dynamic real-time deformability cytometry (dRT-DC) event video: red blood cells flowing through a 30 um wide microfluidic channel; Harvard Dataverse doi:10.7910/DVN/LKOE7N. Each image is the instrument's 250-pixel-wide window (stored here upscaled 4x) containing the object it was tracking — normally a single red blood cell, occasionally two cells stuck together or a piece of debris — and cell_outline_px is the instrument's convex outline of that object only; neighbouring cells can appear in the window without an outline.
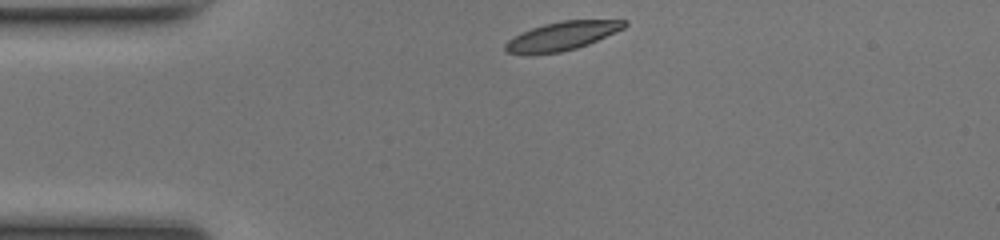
{"species": "common noctule bat (a hibernating species)", "species_latin": "Nyctalus noctula", "temperature_condition": "room temperature", "stored_images_in_passage": 33, "camera_frame_rate_fps": 3000, "um_per_image_px": 0.085, "animal": {"sex": "female", "body_mass_g": 17.0, "forearm_length_mm": 48.0}, "frame": {"image": 1, "passage_image": 1, "time_ms": 0.0, "image_size_px": [1000, 240], "cell_outline_px": [[628, 24], [624, 28], [588, 44], [576, 48], [560, 52], [508, 52], [504, 48], [504, 44], [508, 40], [532, 28], [544, 24], [560, 20], [628, 20]], "centroid_in_image_um": [47.85, 3.02], "position_along_channel_um": 37.1, "area_um2": 19.13}}
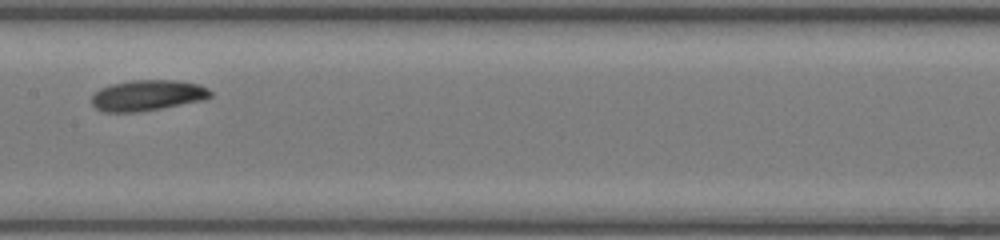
{"frame": {"image": 2, "passage_image": 15, "time_ms": 4.667, "image_size_px": [1000, 240], "cell_outline_px": [[212, 96], [204, 100], [160, 108], [136, 112], [104, 112], [96, 108], [92, 104], [92, 96], [100, 88], [108, 84], [132, 80], [176, 80], [200, 84], [208, 88], [212, 92]], "centroid_in_image_um": [12.54, 8.09], "position_along_channel_um": 194.9, "area_um2": 21.39}}
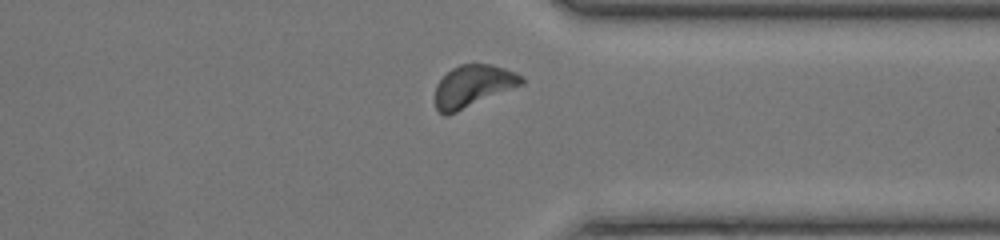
{"frame": {"image": 3, "passage_image": 28, "time_ms": 9.0, "image_size_px": [1000, 240], "cell_outline_px": [[524, 84], [448, 116], [444, 116], [436, 108], [436, 84], [452, 68], [460, 64], [492, 64], [516, 72], [524, 76]], "centroid_in_image_um": [40.23, 7.32], "position_along_channel_um": 371.2, "area_um2": 21.27}, "authors_computed_cell_mechanics": {"area_um2": 20.808, "velocity_mm_per_s": 4.1265, "shape_relaxation_time_tau1_ms": 1.5544, "shape_relaxation_time_tau2_ms": null, "deformation_change_tau1": 0.1061, "deformation_change_tau2": null}}